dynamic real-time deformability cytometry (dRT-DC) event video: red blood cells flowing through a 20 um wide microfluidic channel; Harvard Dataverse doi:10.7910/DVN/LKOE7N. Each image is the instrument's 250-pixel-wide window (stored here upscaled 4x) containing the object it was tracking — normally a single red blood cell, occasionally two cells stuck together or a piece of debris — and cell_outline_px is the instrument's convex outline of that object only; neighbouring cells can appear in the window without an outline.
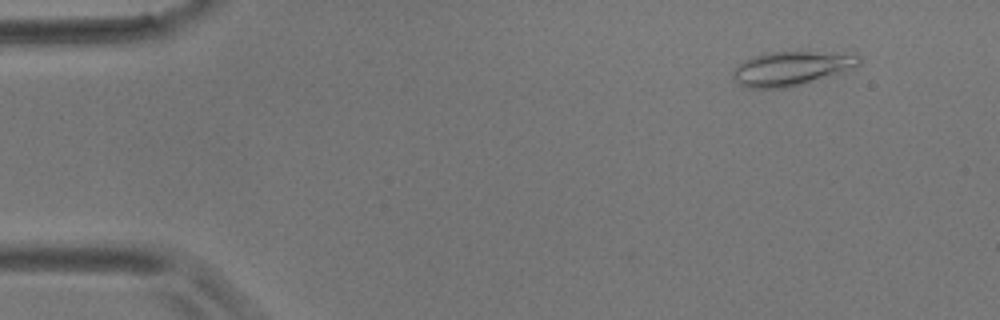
{"species": "common noctule bat (a hibernating species)", "species_latin": "Nyctalus noctula", "temperature_condition": "room temperature", "stored_images_in_passage": 4, "camera_frame_rate_fps": 3000, "um_per_image_px": 0.085, "animal": {"sex": "male", "body_mass_g": 17.9}, "frame": {"image": 1, "passage_image": 1, "time_ms": 0.0, "image_size_px": [1000, 320], "cell_outline_px": [[860, 64], [840, 72], [788, 88], [748, 88], [740, 84], [732, 76], [732, 72], [744, 60], [752, 56], [764, 52], [800, 48], [856, 52], [860, 56]], "centroid_in_image_um": [67.34, 5.71], "position_along_channel_um": 17.7, "area_um2": 26.36}}